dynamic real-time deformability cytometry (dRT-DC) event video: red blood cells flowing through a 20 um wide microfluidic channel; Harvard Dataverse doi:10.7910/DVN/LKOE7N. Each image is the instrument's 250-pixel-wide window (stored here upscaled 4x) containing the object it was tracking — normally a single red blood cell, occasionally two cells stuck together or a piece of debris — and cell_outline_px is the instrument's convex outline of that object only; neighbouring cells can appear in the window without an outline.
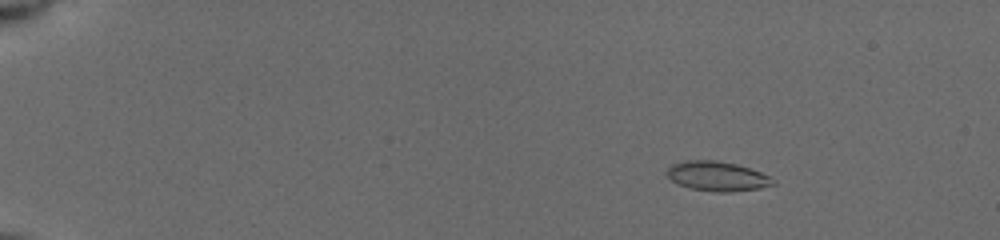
{"species": "common noctule bat (a hibernating species)", "species_latin": "Nyctalus noctula", "temperature_condition": "cold", "stored_images_in_passage": 18, "camera_frame_rate_fps": 3000, "um_per_image_px": 0.085, "animal": {"sex": "female", "body_mass_g": 19.5, "forearm_length_mm": 54.1}, "frame": {"image": 1, "passage_image": 4, "time_ms": 2.0, "image_size_px": [1000, 240], "cell_outline_px": [[776, 184], [760, 188], [728, 192], [716, 192], [692, 188], [676, 184], [664, 172], [672, 164], [688, 160], [712, 160], [736, 164], [760, 172], [776, 180]], "centroid_in_image_um": [60.95, 14.98], "position_along_channel_um": 24.0, "area_um2": 18.21}}
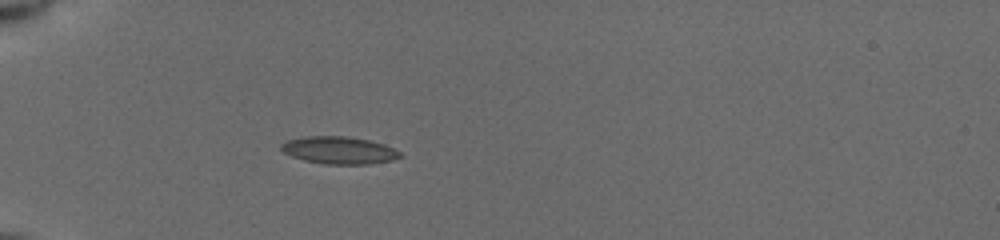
{"frame": {"image": 2, "passage_image": 16, "time_ms": 5.333, "image_size_px": [1000, 240], "cell_outline_px": [[404, 156], [392, 160], [368, 164], [324, 164], [304, 160], [292, 156], [284, 152], [280, 148], [280, 144], [288, 140], [304, 136], [344, 136], [368, 140], [384, 144], [400, 152]], "centroid_in_image_um": [28.81, 12.77], "position_along_channel_um": 56.2, "area_um2": 18.9}}